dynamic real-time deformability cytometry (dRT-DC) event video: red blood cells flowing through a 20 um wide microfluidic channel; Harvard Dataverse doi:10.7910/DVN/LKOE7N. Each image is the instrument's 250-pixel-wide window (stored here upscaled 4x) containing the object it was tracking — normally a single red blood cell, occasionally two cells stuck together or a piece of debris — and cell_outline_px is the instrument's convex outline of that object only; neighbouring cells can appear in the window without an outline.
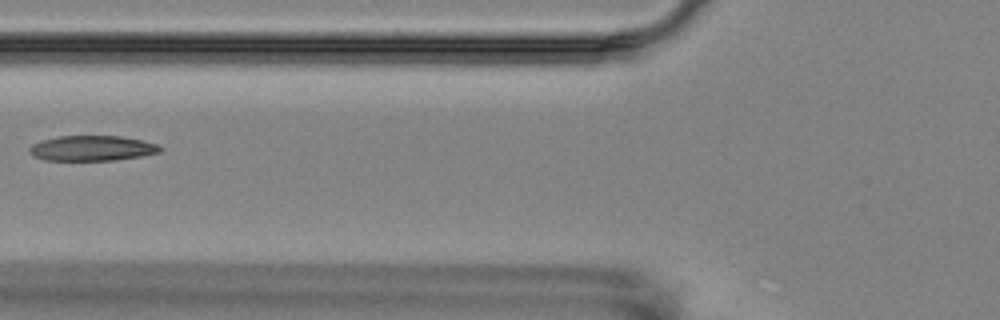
{"species": "Egyptian fruit bat (a non-hibernating species)", "species_latin": "Rousettus aegyptiacus", "temperature_condition": "room temperature", "stored_images_in_passage": 15, "camera_frame_rate_fps": 3000, "um_per_image_px": 0.085, "animal": {"sex": "female"}, "frame": {"image": 1, "passage_image": 6, "time_ms": 6.333, "image_size_px": [1000, 320], "cell_outline_px": [[164, 148], [160, 152], [140, 156], [116, 160], [44, 160], [32, 156], [28, 152], [28, 148], [32, 144], [44, 140], [60, 136], [120, 136], [140, 140], [156, 144]], "centroid_in_image_um": [7.8, 12.6], "position_along_channel_um": 118.0, "area_um2": 19.13}}
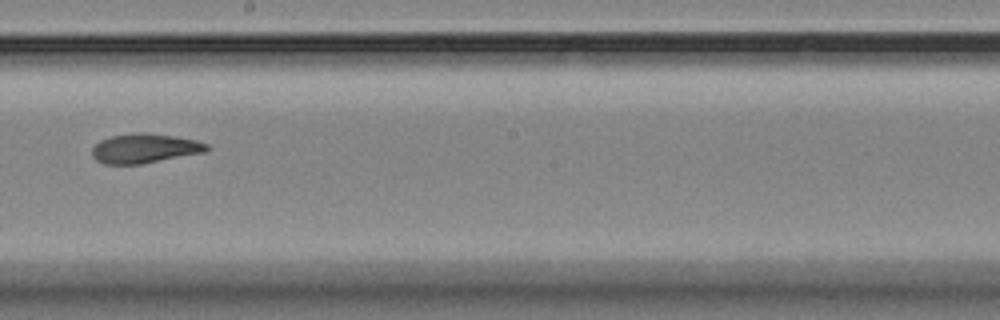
{"frame": {"image": 2, "passage_image": 9, "time_ms": 9.667, "image_size_px": [1000, 320], "cell_outline_px": [[212, 148], [204, 152], [140, 164], [104, 164], [96, 160], [92, 156], [92, 148], [100, 140], [112, 136], [140, 132], [144, 132], [172, 136], [196, 140], [208, 144]], "centroid_in_image_um": [12.29, 12.61], "position_along_channel_um": 235.9, "area_um2": 19.54}}
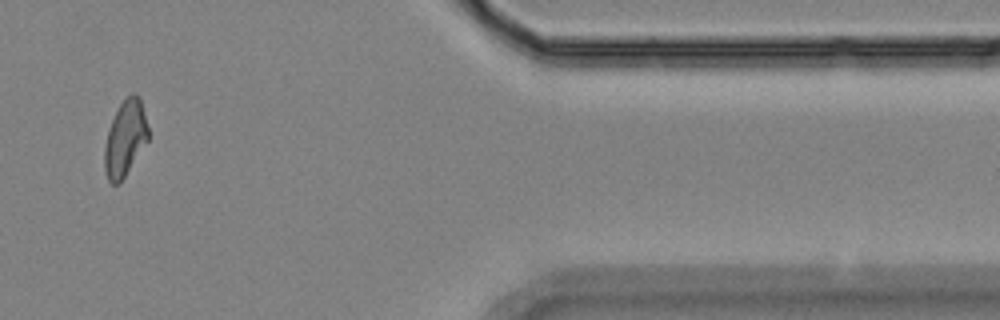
{"frame": {"image": 3, "passage_image": 13, "time_ms": 15.333, "image_size_px": [1000, 320], "cell_outline_px": [[148, 140], [120, 184], [112, 184], [108, 180], [104, 172], [104, 148], [108, 132], [112, 120], [120, 104], [132, 92], [136, 92], [140, 96], [148, 128]], "centroid_in_image_um": [10.64, 11.78], "position_along_channel_um": 400.8, "area_um2": 19.25}, "authors_computed_cell_mechanics": {"area_um2": 19.652, "velocity_mm_per_s": 3.5379, "shape_relaxation_time_tau1_ms": null, "shape_relaxation_time_tau2_ms": 3.988, "deformation_change_tau1": null, "deformation_change_tau2": 0.1118}}